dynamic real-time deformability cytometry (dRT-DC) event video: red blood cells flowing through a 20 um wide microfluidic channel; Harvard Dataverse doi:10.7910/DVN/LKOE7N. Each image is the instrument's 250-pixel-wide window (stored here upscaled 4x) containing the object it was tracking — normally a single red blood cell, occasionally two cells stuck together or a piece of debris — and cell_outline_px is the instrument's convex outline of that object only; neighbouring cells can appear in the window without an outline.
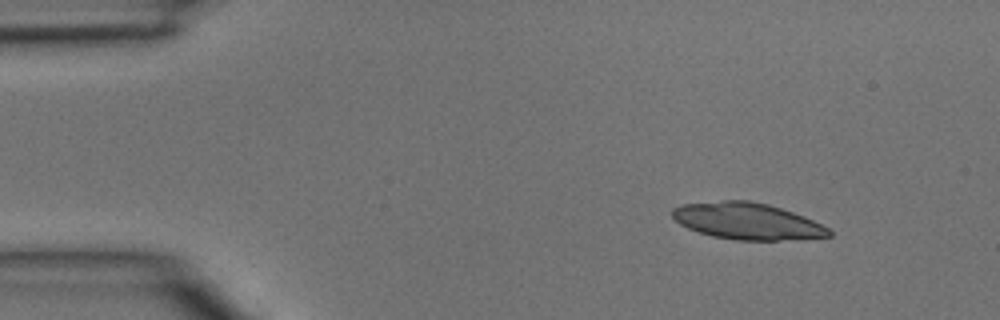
{"species": "common noctule bat (a hibernating species)", "species_latin": "Nyctalus noctula", "temperature_condition": "room temperature", "stored_images_in_passage": 3, "camera_frame_rate_fps": 3000, "um_per_image_px": 0.085, "animal": {"sex": "male", "body_mass_g": 15.6}, "frame": {"image": 1, "passage_image": 1, "time_ms": 0.0, "image_size_px": [1000, 320], "cell_outline_px": [[832, 236], [776, 240], [736, 240], [712, 236], [688, 228], [680, 224], [672, 216], [672, 208], [680, 204], [724, 200], [748, 200], [768, 204], [804, 216], [828, 228], [832, 232]], "centroid_in_image_um": [63.47, 18.78], "position_along_channel_um": 21.5, "area_um2": 33.18}}